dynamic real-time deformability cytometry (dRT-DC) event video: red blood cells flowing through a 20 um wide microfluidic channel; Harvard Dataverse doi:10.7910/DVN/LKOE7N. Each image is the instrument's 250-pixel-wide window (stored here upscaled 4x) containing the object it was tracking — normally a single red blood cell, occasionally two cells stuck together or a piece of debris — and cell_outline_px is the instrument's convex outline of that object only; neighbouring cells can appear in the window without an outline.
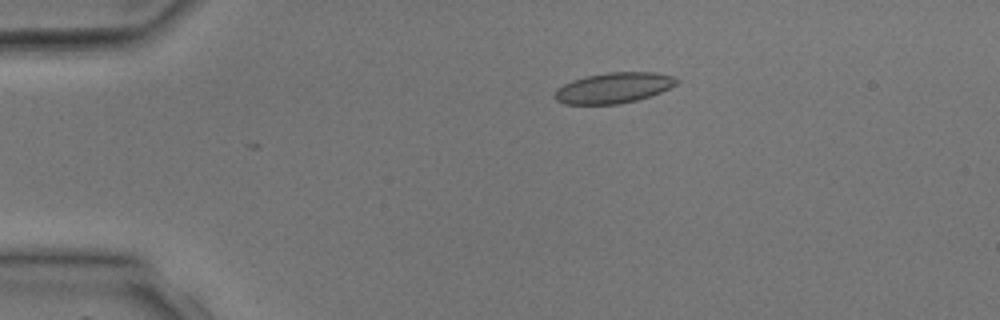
{"species": "common noctule bat (a hibernating species)", "species_latin": "Nyctalus noctula", "temperature_condition": "room temperature", "stored_images_in_passage": 4, "camera_frame_rate_fps": 3000, "um_per_image_px": 0.085, "animal": {"sex": "male", "body_mass_g": 17.9, "forearm_length_mm": 54.2}, "frame": {"image": 1, "passage_image": 3, "time_ms": 2.333, "image_size_px": [1000, 320], "cell_outline_px": [[680, 80], [676, 84], [660, 92], [636, 100], [620, 104], [564, 104], [556, 100], [556, 92], [564, 84], [572, 80], [584, 76], [608, 72], [656, 72], [676, 76]], "centroid_in_image_um": [52.2, 7.45], "position_along_channel_um": 32.8, "area_um2": 21.62}}